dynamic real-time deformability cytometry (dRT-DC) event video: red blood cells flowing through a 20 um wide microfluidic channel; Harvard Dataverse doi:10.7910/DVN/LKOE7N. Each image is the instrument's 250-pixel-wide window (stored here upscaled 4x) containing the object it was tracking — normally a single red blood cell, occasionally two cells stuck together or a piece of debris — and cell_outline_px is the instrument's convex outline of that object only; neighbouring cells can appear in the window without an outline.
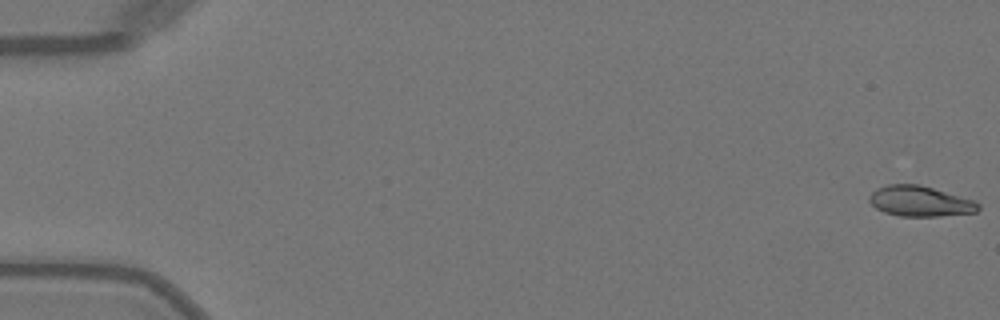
{"species": "Egyptian fruit bat (a non-hibernating species)", "species_latin": "Rousettus aegyptiacus", "temperature_condition": "warm", "stored_images_in_passage": 50, "camera_frame_rate_fps": 3000, "um_per_image_px": 0.085, "animal": {"sex": "female"}, "frame": {"image": 1, "passage_image": 1, "time_ms": 0.0, "image_size_px": [1000, 320], "cell_outline_px": [[980, 208], [976, 212], [940, 216], [900, 216], [884, 212], [876, 208], [868, 200], [868, 196], [876, 188], [888, 184], [920, 184], [976, 200], [980, 204]], "centroid_in_image_um": [78.22, 17.09], "position_along_channel_um": 6.8, "area_um2": 19.54}}
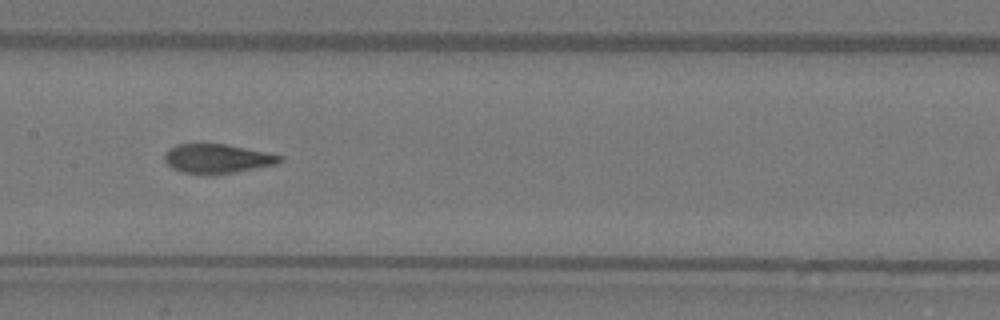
{"frame": {"image": 2, "passage_image": 26, "time_ms": 8.333, "image_size_px": [1000, 320], "cell_outline_px": [[284, 160], [276, 164], [216, 176], [212, 176], [180, 172], [172, 168], [164, 160], [164, 152], [168, 148], [176, 144], [224, 144], [284, 156]], "centroid_in_image_um": [18.42, 13.51], "position_along_channel_um": 189.0, "area_um2": 19.94}}
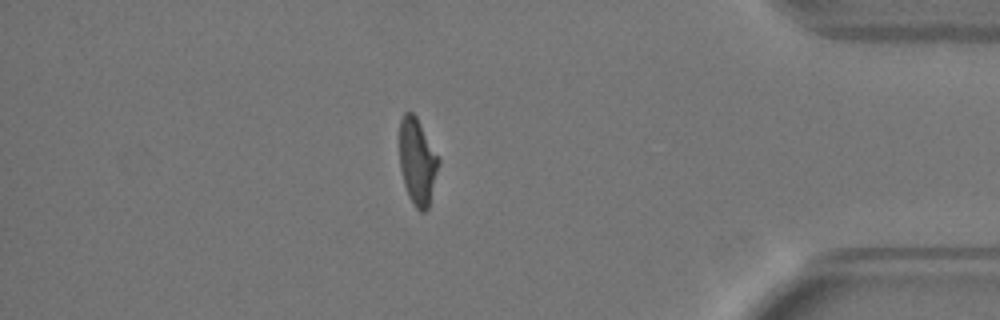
{"frame": {"image": 3, "passage_image": 44, "time_ms": 14.333, "image_size_px": [1000, 320], "cell_outline_px": [[440, 164], [428, 208], [424, 212], [420, 212], [416, 208], [408, 196], [404, 184], [400, 168], [400, 120], [404, 112], [412, 112], [416, 116], [440, 160]], "centroid_in_image_um": [35.48, 13.75], "position_along_channel_um": 399.7, "area_um2": 19.59}, "authors_computed_cell_mechanics": {"area_um2": 20.0566, "velocity_mm_per_s": 4.089, "shape_relaxation_time_tau1_ms": 3.747, "shape_relaxation_time_tau2_ms": 0.9131, "deformation_change_tau1": 0.1962, "deformation_change_tau2": 0.082}}